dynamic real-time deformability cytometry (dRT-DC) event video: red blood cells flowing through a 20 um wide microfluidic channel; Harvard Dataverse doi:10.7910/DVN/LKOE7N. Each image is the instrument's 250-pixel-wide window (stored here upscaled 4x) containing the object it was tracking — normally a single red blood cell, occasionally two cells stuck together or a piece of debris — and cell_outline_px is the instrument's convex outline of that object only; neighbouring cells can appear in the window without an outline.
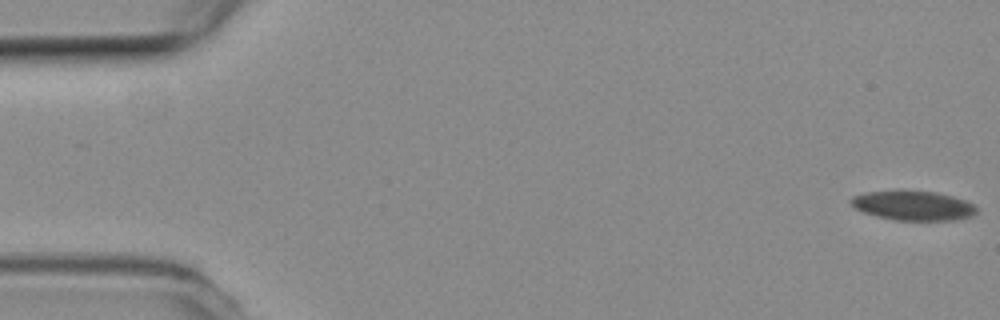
{"species": "common noctule bat (a hibernating species)", "species_latin": "Nyctalus noctula", "temperature_condition": "room temperature", "stored_images_in_passage": 61, "camera_frame_rate_fps": 3000, "um_per_image_px": 0.085, "animal": {"sex": "female", "body_mass_g": 19.3, "forearm_length_mm": 54.1}, "frame": {"image": 1, "passage_image": 1, "time_ms": 0.0, "image_size_px": [1000, 320], "cell_outline_px": [[976, 212], [972, 216], [956, 220], [896, 220], [876, 216], [864, 212], [856, 208], [848, 200], [852, 196], [864, 192], [936, 192], [952, 196], [964, 200], [972, 204], [976, 208]], "centroid_in_image_um": [77.62, 17.49], "position_along_channel_um": 7.4, "area_um2": 21.1}}
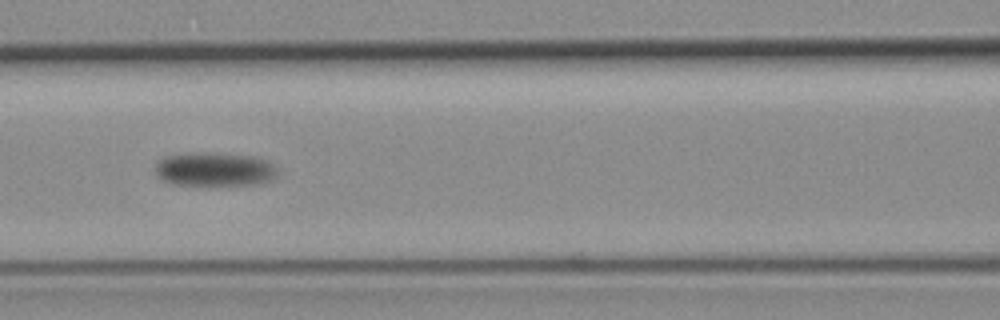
{"frame": {"image": 2, "passage_image": 26, "time_ms": 8.333, "image_size_px": [1000, 320], "cell_outline_px": [[284, 172], [272, 180], [260, 184], [204, 188], [172, 184], [160, 180], [156, 176], [156, 160], [164, 156], [252, 156], [264, 160], [272, 164]], "centroid_in_image_um": [18.29, 14.53], "position_along_channel_um": 148.3, "area_um2": 24.28}}
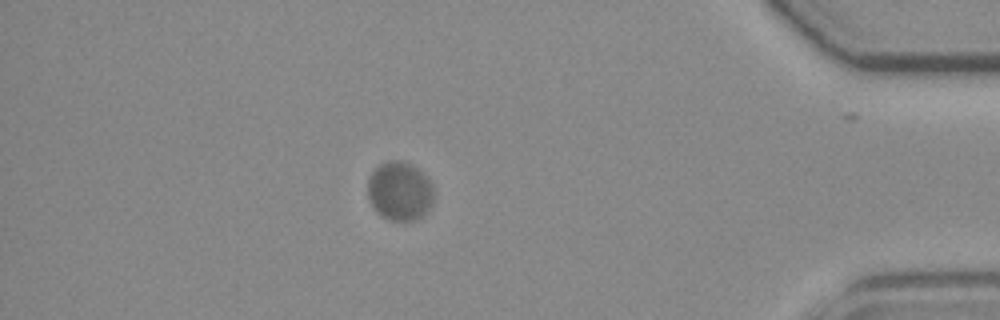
{"frame": {"image": 3, "passage_image": 52, "time_ms": 17.0, "image_size_px": [1000, 320], "cell_outline_px": [[432, 204], [428, 212], [412, 220], [388, 220], [380, 216], [372, 208], [368, 200], [368, 176], [384, 160], [404, 160], [416, 168], [432, 184]], "centroid_in_image_um": [33.93, 16.25], "position_along_channel_um": 401.3, "area_um2": 22.77}, "authors_computed_cell_mechanics": {"area_um2": 23.5246, "velocity_mm_per_s": 3.4731, "shape_relaxation_time_tau1_ms": 1.6481, "shape_relaxation_time_tau2_ms": null, "deformation_change_tau1": 0.0486, "deformation_change_tau2": null}}